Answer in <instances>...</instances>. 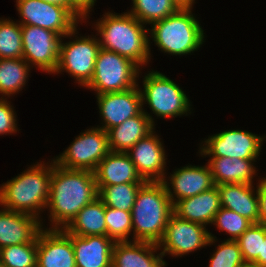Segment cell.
Wrapping results in <instances>:
<instances>
[{
  "mask_svg": "<svg viewBox=\"0 0 266 267\" xmlns=\"http://www.w3.org/2000/svg\"><path fill=\"white\" fill-rule=\"evenodd\" d=\"M97 197L98 188L94 172L62 168L53 159L46 205L53 224L49 229H65L78 212Z\"/></svg>",
  "mask_w": 266,
  "mask_h": 267,
  "instance_id": "cell-1",
  "label": "cell"
},
{
  "mask_svg": "<svg viewBox=\"0 0 266 267\" xmlns=\"http://www.w3.org/2000/svg\"><path fill=\"white\" fill-rule=\"evenodd\" d=\"M96 23V30L102 36L98 39L101 48L125 56L139 67L148 63L149 29H145L143 23L133 15L128 12L121 15L108 12Z\"/></svg>",
  "mask_w": 266,
  "mask_h": 267,
  "instance_id": "cell-2",
  "label": "cell"
},
{
  "mask_svg": "<svg viewBox=\"0 0 266 267\" xmlns=\"http://www.w3.org/2000/svg\"><path fill=\"white\" fill-rule=\"evenodd\" d=\"M173 204L162 181H146L131 210L133 241L158 244L165 233Z\"/></svg>",
  "mask_w": 266,
  "mask_h": 267,
  "instance_id": "cell-3",
  "label": "cell"
},
{
  "mask_svg": "<svg viewBox=\"0 0 266 267\" xmlns=\"http://www.w3.org/2000/svg\"><path fill=\"white\" fill-rule=\"evenodd\" d=\"M50 164H35L3 184L0 187V205L39 219L49 198L53 163Z\"/></svg>",
  "mask_w": 266,
  "mask_h": 267,
  "instance_id": "cell-4",
  "label": "cell"
},
{
  "mask_svg": "<svg viewBox=\"0 0 266 267\" xmlns=\"http://www.w3.org/2000/svg\"><path fill=\"white\" fill-rule=\"evenodd\" d=\"M191 10L180 8L151 25V38L159 50L171 55H186L199 49L204 42V30Z\"/></svg>",
  "mask_w": 266,
  "mask_h": 267,
  "instance_id": "cell-5",
  "label": "cell"
},
{
  "mask_svg": "<svg viewBox=\"0 0 266 267\" xmlns=\"http://www.w3.org/2000/svg\"><path fill=\"white\" fill-rule=\"evenodd\" d=\"M139 66L129 58L100 48L94 73L86 86L99 94L123 92L138 84Z\"/></svg>",
  "mask_w": 266,
  "mask_h": 267,
  "instance_id": "cell-6",
  "label": "cell"
},
{
  "mask_svg": "<svg viewBox=\"0 0 266 267\" xmlns=\"http://www.w3.org/2000/svg\"><path fill=\"white\" fill-rule=\"evenodd\" d=\"M142 104L148 103L153 113L160 118L184 115L191 110L189 100L182 89L171 79L157 71L144 76Z\"/></svg>",
  "mask_w": 266,
  "mask_h": 267,
  "instance_id": "cell-7",
  "label": "cell"
},
{
  "mask_svg": "<svg viewBox=\"0 0 266 267\" xmlns=\"http://www.w3.org/2000/svg\"><path fill=\"white\" fill-rule=\"evenodd\" d=\"M109 152L108 134L98 126L81 133L54 161L62 168L94 172Z\"/></svg>",
  "mask_w": 266,
  "mask_h": 267,
  "instance_id": "cell-8",
  "label": "cell"
},
{
  "mask_svg": "<svg viewBox=\"0 0 266 267\" xmlns=\"http://www.w3.org/2000/svg\"><path fill=\"white\" fill-rule=\"evenodd\" d=\"M21 25H32L58 33L75 36L79 21L66 7L42 0H16Z\"/></svg>",
  "mask_w": 266,
  "mask_h": 267,
  "instance_id": "cell-9",
  "label": "cell"
},
{
  "mask_svg": "<svg viewBox=\"0 0 266 267\" xmlns=\"http://www.w3.org/2000/svg\"><path fill=\"white\" fill-rule=\"evenodd\" d=\"M206 230V226L184 220L174 213L168 219L163 238L158 243L162 254L183 256L215 242L216 237Z\"/></svg>",
  "mask_w": 266,
  "mask_h": 267,
  "instance_id": "cell-10",
  "label": "cell"
},
{
  "mask_svg": "<svg viewBox=\"0 0 266 267\" xmlns=\"http://www.w3.org/2000/svg\"><path fill=\"white\" fill-rule=\"evenodd\" d=\"M75 39L66 43L60 42L59 61L54 74L65 70L76 78L81 86L86 87L92 79L95 61L101 47L96 37Z\"/></svg>",
  "mask_w": 266,
  "mask_h": 267,
  "instance_id": "cell-11",
  "label": "cell"
},
{
  "mask_svg": "<svg viewBox=\"0 0 266 267\" xmlns=\"http://www.w3.org/2000/svg\"><path fill=\"white\" fill-rule=\"evenodd\" d=\"M23 55L31 66L54 73L59 61L62 36L51 30L32 25H21Z\"/></svg>",
  "mask_w": 266,
  "mask_h": 267,
  "instance_id": "cell-12",
  "label": "cell"
},
{
  "mask_svg": "<svg viewBox=\"0 0 266 267\" xmlns=\"http://www.w3.org/2000/svg\"><path fill=\"white\" fill-rule=\"evenodd\" d=\"M266 136L243 130H228L208 137L200 148L201 155L257 159Z\"/></svg>",
  "mask_w": 266,
  "mask_h": 267,
  "instance_id": "cell-13",
  "label": "cell"
},
{
  "mask_svg": "<svg viewBox=\"0 0 266 267\" xmlns=\"http://www.w3.org/2000/svg\"><path fill=\"white\" fill-rule=\"evenodd\" d=\"M138 87L137 85L123 92L97 95L100 116L105 123L101 129L108 132L143 110L142 96Z\"/></svg>",
  "mask_w": 266,
  "mask_h": 267,
  "instance_id": "cell-14",
  "label": "cell"
},
{
  "mask_svg": "<svg viewBox=\"0 0 266 267\" xmlns=\"http://www.w3.org/2000/svg\"><path fill=\"white\" fill-rule=\"evenodd\" d=\"M153 132L142 138L126 153L142 179L163 181L166 178L164 170L167 158H165L163 143Z\"/></svg>",
  "mask_w": 266,
  "mask_h": 267,
  "instance_id": "cell-15",
  "label": "cell"
},
{
  "mask_svg": "<svg viewBox=\"0 0 266 267\" xmlns=\"http://www.w3.org/2000/svg\"><path fill=\"white\" fill-rule=\"evenodd\" d=\"M37 267H76L72 240L62 229L39 231Z\"/></svg>",
  "mask_w": 266,
  "mask_h": 267,
  "instance_id": "cell-16",
  "label": "cell"
},
{
  "mask_svg": "<svg viewBox=\"0 0 266 267\" xmlns=\"http://www.w3.org/2000/svg\"><path fill=\"white\" fill-rule=\"evenodd\" d=\"M170 181L174 192L171 191L166 179L162 182L173 205L175 201L195 196L215 186L208 164L200 167L192 165L182 167L171 175Z\"/></svg>",
  "mask_w": 266,
  "mask_h": 267,
  "instance_id": "cell-17",
  "label": "cell"
},
{
  "mask_svg": "<svg viewBox=\"0 0 266 267\" xmlns=\"http://www.w3.org/2000/svg\"><path fill=\"white\" fill-rule=\"evenodd\" d=\"M38 218L12 211L0 210V248L31 242L42 229Z\"/></svg>",
  "mask_w": 266,
  "mask_h": 267,
  "instance_id": "cell-18",
  "label": "cell"
},
{
  "mask_svg": "<svg viewBox=\"0 0 266 267\" xmlns=\"http://www.w3.org/2000/svg\"><path fill=\"white\" fill-rule=\"evenodd\" d=\"M67 235L72 240L76 267H112L115 242L110 237Z\"/></svg>",
  "mask_w": 266,
  "mask_h": 267,
  "instance_id": "cell-19",
  "label": "cell"
},
{
  "mask_svg": "<svg viewBox=\"0 0 266 267\" xmlns=\"http://www.w3.org/2000/svg\"><path fill=\"white\" fill-rule=\"evenodd\" d=\"M132 242V243H131ZM158 244L143 241L115 242L112 250V267H165L163 254L155 256Z\"/></svg>",
  "mask_w": 266,
  "mask_h": 267,
  "instance_id": "cell-20",
  "label": "cell"
},
{
  "mask_svg": "<svg viewBox=\"0 0 266 267\" xmlns=\"http://www.w3.org/2000/svg\"><path fill=\"white\" fill-rule=\"evenodd\" d=\"M97 188L130 182H146L137 173L134 163L126 152L110 151L94 171Z\"/></svg>",
  "mask_w": 266,
  "mask_h": 267,
  "instance_id": "cell-21",
  "label": "cell"
},
{
  "mask_svg": "<svg viewBox=\"0 0 266 267\" xmlns=\"http://www.w3.org/2000/svg\"><path fill=\"white\" fill-rule=\"evenodd\" d=\"M220 208V193L215 185L200 194L175 202L173 213L184 220L206 226L212 224L214 216Z\"/></svg>",
  "mask_w": 266,
  "mask_h": 267,
  "instance_id": "cell-22",
  "label": "cell"
},
{
  "mask_svg": "<svg viewBox=\"0 0 266 267\" xmlns=\"http://www.w3.org/2000/svg\"><path fill=\"white\" fill-rule=\"evenodd\" d=\"M154 129L152 116L142 110L107 132L110 151L127 152Z\"/></svg>",
  "mask_w": 266,
  "mask_h": 267,
  "instance_id": "cell-23",
  "label": "cell"
},
{
  "mask_svg": "<svg viewBox=\"0 0 266 267\" xmlns=\"http://www.w3.org/2000/svg\"><path fill=\"white\" fill-rule=\"evenodd\" d=\"M221 207L235 211L252 223H259L258 190L252 184L231 183L217 185ZM256 195V196H255Z\"/></svg>",
  "mask_w": 266,
  "mask_h": 267,
  "instance_id": "cell-24",
  "label": "cell"
},
{
  "mask_svg": "<svg viewBox=\"0 0 266 267\" xmlns=\"http://www.w3.org/2000/svg\"><path fill=\"white\" fill-rule=\"evenodd\" d=\"M253 161L255 159L211 157L208 161V166L215 185L231 183L253 184V175L256 173Z\"/></svg>",
  "mask_w": 266,
  "mask_h": 267,
  "instance_id": "cell-25",
  "label": "cell"
},
{
  "mask_svg": "<svg viewBox=\"0 0 266 267\" xmlns=\"http://www.w3.org/2000/svg\"><path fill=\"white\" fill-rule=\"evenodd\" d=\"M62 230L66 234L77 236H107L105 205L97 197L93 202L84 206L70 224Z\"/></svg>",
  "mask_w": 266,
  "mask_h": 267,
  "instance_id": "cell-26",
  "label": "cell"
},
{
  "mask_svg": "<svg viewBox=\"0 0 266 267\" xmlns=\"http://www.w3.org/2000/svg\"><path fill=\"white\" fill-rule=\"evenodd\" d=\"M30 65L23 58L0 59V93L11 96L26 84Z\"/></svg>",
  "mask_w": 266,
  "mask_h": 267,
  "instance_id": "cell-27",
  "label": "cell"
},
{
  "mask_svg": "<svg viewBox=\"0 0 266 267\" xmlns=\"http://www.w3.org/2000/svg\"><path fill=\"white\" fill-rule=\"evenodd\" d=\"M145 182H130L98 188V198L105 206L131 211L138 190Z\"/></svg>",
  "mask_w": 266,
  "mask_h": 267,
  "instance_id": "cell-28",
  "label": "cell"
},
{
  "mask_svg": "<svg viewBox=\"0 0 266 267\" xmlns=\"http://www.w3.org/2000/svg\"><path fill=\"white\" fill-rule=\"evenodd\" d=\"M131 12L136 19L143 24H153L156 21L174 14L180 8L173 0H132Z\"/></svg>",
  "mask_w": 266,
  "mask_h": 267,
  "instance_id": "cell-29",
  "label": "cell"
},
{
  "mask_svg": "<svg viewBox=\"0 0 266 267\" xmlns=\"http://www.w3.org/2000/svg\"><path fill=\"white\" fill-rule=\"evenodd\" d=\"M0 264L4 267H36L37 236L28 243L0 248Z\"/></svg>",
  "mask_w": 266,
  "mask_h": 267,
  "instance_id": "cell-30",
  "label": "cell"
},
{
  "mask_svg": "<svg viewBox=\"0 0 266 267\" xmlns=\"http://www.w3.org/2000/svg\"><path fill=\"white\" fill-rule=\"evenodd\" d=\"M21 24L13 20H0V59L22 58Z\"/></svg>",
  "mask_w": 266,
  "mask_h": 267,
  "instance_id": "cell-31",
  "label": "cell"
},
{
  "mask_svg": "<svg viewBox=\"0 0 266 267\" xmlns=\"http://www.w3.org/2000/svg\"><path fill=\"white\" fill-rule=\"evenodd\" d=\"M266 235V225L252 223L251 226L236 240L246 265H253L261 253L262 240Z\"/></svg>",
  "mask_w": 266,
  "mask_h": 267,
  "instance_id": "cell-32",
  "label": "cell"
},
{
  "mask_svg": "<svg viewBox=\"0 0 266 267\" xmlns=\"http://www.w3.org/2000/svg\"><path fill=\"white\" fill-rule=\"evenodd\" d=\"M107 236L114 242L129 241L132 231L131 211H123L105 206Z\"/></svg>",
  "mask_w": 266,
  "mask_h": 267,
  "instance_id": "cell-33",
  "label": "cell"
},
{
  "mask_svg": "<svg viewBox=\"0 0 266 267\" xmlns=\"http://www.w3.org/2000/svg\"><path fill=\"white\" fill-rule=\"evenodd\" d=\"M212 223L232 236L228 240H237L252 224L247 218L223 207L215 214Z\"/></svg>",
  "mask_w": 266,
  "mask_h": 267,
  "instance_id": "cell-34",
  "label": "cell"
},
{
  "mask_svg": "<svg viewBox=\"0 0 266 267\" xmlns=\"http://www.w3.org/2000/svg\"><path fill=\"white\" fill-rule=\"evenodd\" d=\"M241 250L236 240H226L218 245L210 258L209 267H244Z\"/></svg>",
  "mask_w": 266,
  "mask_h": 267,
  "instance_id": "cell-35",
  "label": "cell"
},
{
  "mask_svg": "<svg viewBox=\"0 0 266 267\" xmlns=\"http://www.w3.org/2000/svg\"><path fill=\"white\" fill-rule=\"evenodd\" d=\"M0 99V135L17 132L16 116L12 105L6 100Z\"/></svg>",
  "mask_w": 266,
  "mask_h": 267,
  "instance_id": "cell-36",
  "label": "cell"
},
{
  "mask_svg": "<svg viewBox=\"0 0 266 267\" xmlns=\"http://www.w3.org/2000/svg\"><path fill=\"white\" fill-rule=\"evenodd\" d=\"M257 185L259 199V223L266 225V178H262Z\"/></svg>",
  "mask_w": 266,
  "mask_h": 267,
  "instance_id": "cell-37",
  "label": "cell"
},
{
  "mask_svg": "<svg viewBox=\"0 0 266 267\" xmlns=\"http://www.w3.org/2000/svg\"><path fill=\"white\" fill-rule=\"evenodd\" d=\"M84 17L87 18L96 0H68Z\"/></svg>",
  "mask_w": 266,
  "mask_h": 267,
  "instance_id": "cell-38",
  "label": "cell"
},
{
  "mask_svg": "<svg viewBox=\"0 0 266 267\" xmlns=\"http://www.w3.org/2000/svg\"><path fill=\"white\" fill-rule=\"evenodd\" d=\"M42 1L66 7L77 19H79V21L80 19L82 20L85 19V17L68 0H42Z\"/></svg>",
  "mask_w": 266,
  "mask_h": 267,
  "instance_id": "cell-39",
  "label": "cell"
},
{
  "mask_svg": "<svg viewBox=\"0 0 266 267\" xmlns=\"http://www.w3.org/2000/svg\"><path fill=\"white\" fill-rule=\"evenodd\" d=\"M255 267H266V235L262 240L261 253L258 256L257 261L253 264Z\"/></svg>",
  "mask_w": 266,
  "mask_h": 267,
  "instance_id": "cell-40",
  "label": "cell"
},
{
  "mask_svg": "<svg viewBox=\"0 0 266 267\" xmlns=\"http://www.w3.org/2000/svg\"><path fill=\"white\" fill-rule=\"evenodd\" d=\"M179 8H191L195 0H173Z\"/></svg>",
  "mask_w": 266,
  "mask_h": 267,
  "instance_id": "cell-41",
  "label": "cell"
},
{
  "mask_svg": "<svg viewBox=\"0 0 266 267\" xmlns=\"http://www.w3.org/2000/svg\"><path fill=\"white\" fill-rule=\"evenodd\" d=\"M244 267H255V266H253V265H245Z\"/></svg>",
  "mask_w": 266,
  "mask_h": 267,
  "instance_id": "cell-42",
  "label": "cell"
}]
</instances>
